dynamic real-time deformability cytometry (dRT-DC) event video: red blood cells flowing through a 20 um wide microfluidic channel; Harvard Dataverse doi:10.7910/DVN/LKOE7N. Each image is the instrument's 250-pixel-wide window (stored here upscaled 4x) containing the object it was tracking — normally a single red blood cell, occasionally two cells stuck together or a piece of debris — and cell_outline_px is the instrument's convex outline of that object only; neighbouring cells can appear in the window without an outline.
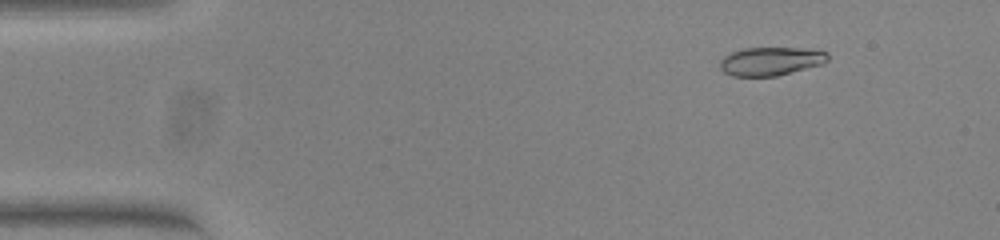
{"species": "common noctule bat (a hibernating species)", "species_latin": "Nyctalus noctula", "temperature_condition": "warm", "stored_images_in_passage": 54, "camera_frame_rate_fps": 3000, "um_per_image_px": 0.085, "animal": {"sex": "female", "body_mass_g": 23.0, "forearm_length_mm": 53.4}, "frame": {"image": 1, "passage_image": 7, "time_ms": 2.0, "image_size_px": [1000, 240], "cell_outline_px": [[828, 60], [824, 64], [776, 76], [732, 76], [724, 72], [720, 68], [720, 60], [724, 56], [732, 52], [744, 48], [804, 48], [828, 52]], "centroid_in_image_um": [65.53, 5.2], "position_along_channel_um": 19.5, "area_um2": 17.92}}
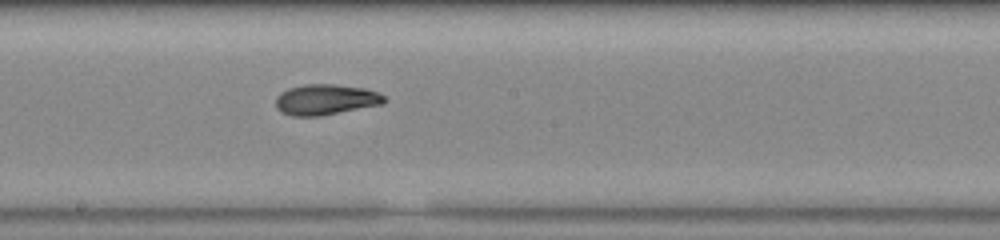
{"frame": {"image": 2, "passage_image": 30, "time_ms": 9.667, "image_size_px": [1000, 240], "cell_outline_px": [[388, 100], [384, 104], [320, 116], [292, 116], [280, 112], [276, 108], [276, 96], [280, 92], [288, 88], [304, 84], [336, 84], [364, 88], [376, 92], [384, 96]], "centroid_in_image_um": [27.67, 8.46], "position_along_channel_um": 220.5, "area_um2": 19.59}}
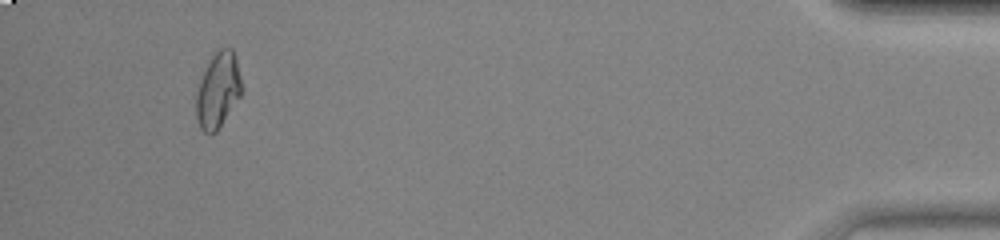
{"frame": {"image": 3, "passage_image": 51, "time_ms": 16.667, "image_size_px": [1000, 240], "cell_outline_px": [[244, 88], [240, 96], [216, 132], [204, 132], [200, 128], [196, 116], [196, 92], [200, 80], [208, 60], [212, 52], [220, 48], [232, 48], [236, 60]], "centroid_in_image_um": [18.53, 7.62], "position_along_channel_um": 416.7, "area_um2": 20.11}, "authors_computed_cell_mechanics": {"area_um2": 19.1607, "velocity_mm_per_s": 3.844, "shape_relaxation_time_tau1_ms": 9.3665, "shape_relaxation_time_tau2_ms": 2.3228, "deformation_change_tau1": 0.2458, "deformation_change_tau2": 0.0634}}